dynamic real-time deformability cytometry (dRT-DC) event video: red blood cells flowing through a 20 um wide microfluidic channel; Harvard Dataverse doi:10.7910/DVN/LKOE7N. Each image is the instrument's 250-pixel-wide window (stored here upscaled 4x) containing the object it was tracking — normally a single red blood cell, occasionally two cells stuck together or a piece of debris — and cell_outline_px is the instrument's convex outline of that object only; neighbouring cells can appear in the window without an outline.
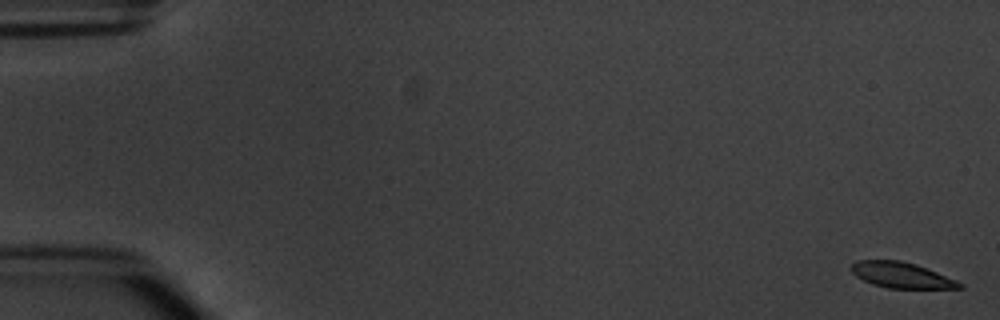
{"species": "common noctule bat (a hibernating species)", "species_latin": "Nyctalus noctula", "temperature_condition": "warm", "stored_images_in_passage": 5, "camera_frame_rate_fps": 3000, "um_per_image_px": 0.085, "animal": {"sex": "male", "body_mass_g": 20.1, "forearm_length_mm": 53.5}, "frame": {"image": 1, "passage_image": 1, "time_ms": 0.0, "image_size_px": [1000, 320], "cell_outline_px": [[964, 288], [888, 288], [872, 284], [856, 276], [852, 272], [852, 264], [856, 260], [900, 260], [916, 264], [956, 280], [964, 284]], "centroid_in_image_um": [76.62, 23.38], "position_along_channel_um": 8.4, "area_um2": 16.07}}
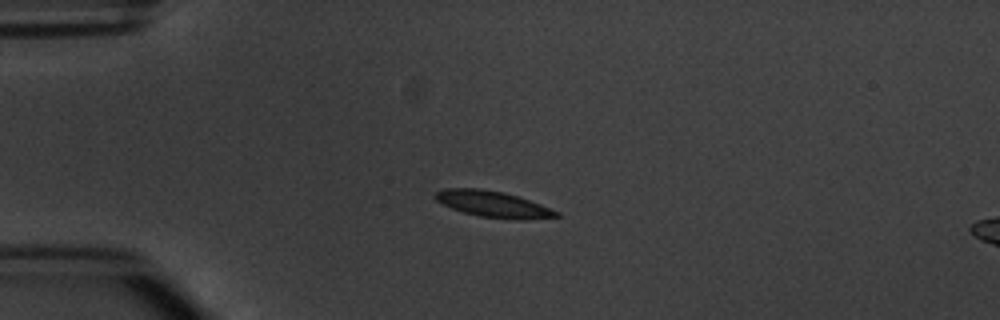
{"frame": {"image": 2, "passage_image": 4, "time_ms": 4.333, "image_size_px": [1000, 320], "cell_outline_px": [[560, 216], [524, 220], [512, 220], [480, 216], [464, 212], [452, 208], [436, 200], [436, 192], [444, 188], [480, 188], [504, 192], [540, 204], [560, 212]], "centroid_in_image_um": [41.94, 17.36], "position_along_channel_um": 43.1, "area_um2": 18.32}}